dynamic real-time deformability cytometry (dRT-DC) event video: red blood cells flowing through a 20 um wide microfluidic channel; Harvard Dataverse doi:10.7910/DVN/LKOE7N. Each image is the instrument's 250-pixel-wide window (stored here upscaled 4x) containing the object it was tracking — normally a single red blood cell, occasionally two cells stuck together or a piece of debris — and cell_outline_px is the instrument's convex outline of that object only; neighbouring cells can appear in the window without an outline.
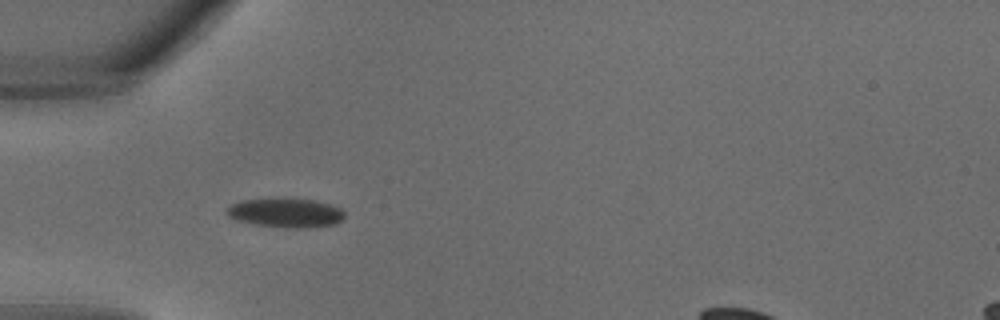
{"species": "common noctule bat (a hibernating species)", "species_latin": "Nyctalus noctula", "temperature_condition": "warm", "stored_images_in_passage": 23, "camera_frame_rate_fps": 3000, "um_per_image_px": 0.085, "animal": {"sex": "male", "body_mass_g": 18.8}, "frame": {"image": 1, "passage_image": 1, "time_ms": 0.0, "image_size_px": [1000, 320], "cell_outline_px": [[344, 216], [336, 224], [308, 228], [280, 228], [256, 224], [236, 220], [228, 216], [224, 208], [240, 200], [312, 200], [328, 204], [340, 208], [344, 212]], "centroid_in_image_um": [24.26, 18.13], "position_along_channel_um": 60.7, "area_um2": 19.65}}
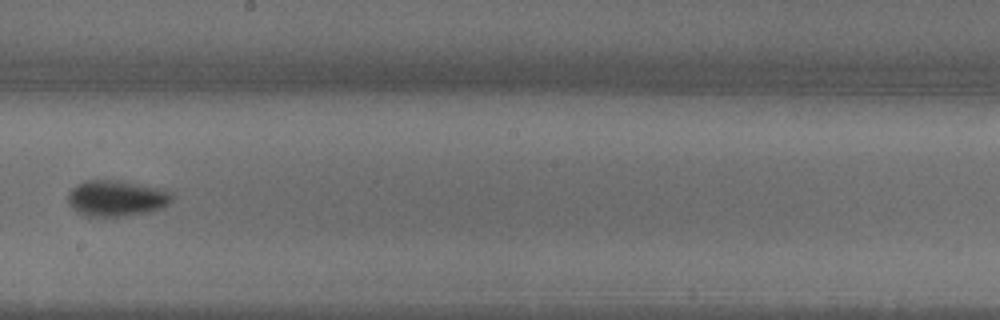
{"frame": {"image": 2, "passage_image": 10, "time_ms": 3.0, "image_size_px": [1000, 320], "cell_outline_px": [[172, 200], [164, 208], [148, 212], [124, 216], [88, 216], [72, 208], [68, 200], [68, 192], [72, 188], [84, 180], [116, 180], [172, 192]], "centroid_in_image_um": [9.88, 16.86], "position_along_channel_um": 238.3, "area_um2": 21.44}}
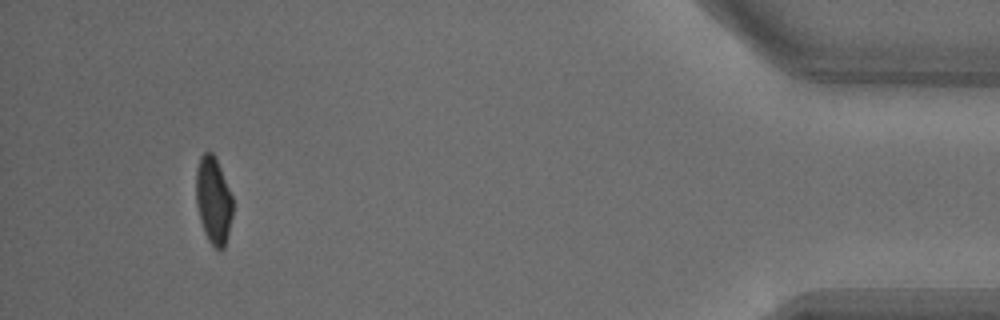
{"frame": {"image": 3, "passage_image": 22, "time_ms": 7.0, "image_size_px": [1000, 320], "cell_outline_px": [[232, 216], [228, 236], [224, 248], [220, 252], [208, 240], [204, 232], [200, 220], [196, 204], [196, 168], [200, 156], [204, 152], [212, 152], [220, 168], [232, 196]], "centroid_in_image_um": [18.13, 17.06], "position_along_channel_um": 417.1, "area_um2": 18.61}}